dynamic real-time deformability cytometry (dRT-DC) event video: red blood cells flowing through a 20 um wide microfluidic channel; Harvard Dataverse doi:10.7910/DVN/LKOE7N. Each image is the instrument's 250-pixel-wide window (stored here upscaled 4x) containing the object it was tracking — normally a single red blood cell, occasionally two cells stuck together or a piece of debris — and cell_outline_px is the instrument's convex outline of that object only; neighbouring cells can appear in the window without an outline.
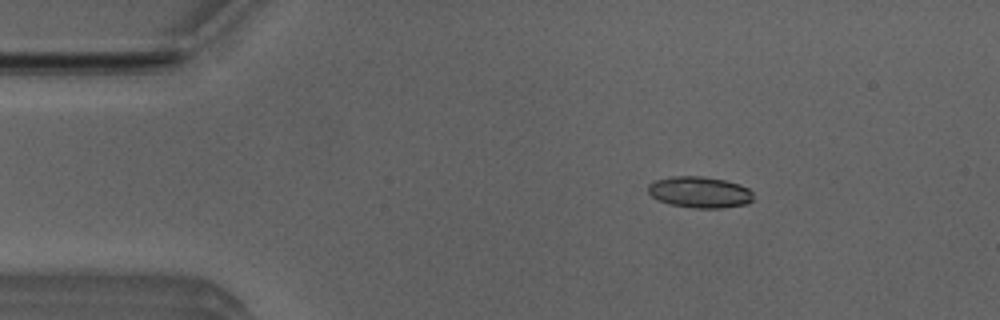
{"species": "Egyptian fruit bat (a non-hibernating species)", "species_latin": "Rousettus aegyptiacus", "temperature_condition": "room temperature", "stored_images_in_passage": 5, "camera_frame_rate_fps": 3000, "um_per_image_px": 0.085, "animal": {"sex": "male"}, "frame": {"image": 1, "passage_image": 3, "time_ms": 0.667, "image_size_px": [1000, 320], "cell_outline_px": [[752, 200], [748, 204], [720, 208], [696, 208], [672, 204], [660, 200], [652, 196], [648, 192], [648, 184], [656, 180], [672, 176], [704, 176], [724, 180], [740, 184], [748, 188], [752, 192]], "centroid_in_image_um": [59.49, 16.32], "position_along_channel_um": 25.5, "area_um2": 19.07}}